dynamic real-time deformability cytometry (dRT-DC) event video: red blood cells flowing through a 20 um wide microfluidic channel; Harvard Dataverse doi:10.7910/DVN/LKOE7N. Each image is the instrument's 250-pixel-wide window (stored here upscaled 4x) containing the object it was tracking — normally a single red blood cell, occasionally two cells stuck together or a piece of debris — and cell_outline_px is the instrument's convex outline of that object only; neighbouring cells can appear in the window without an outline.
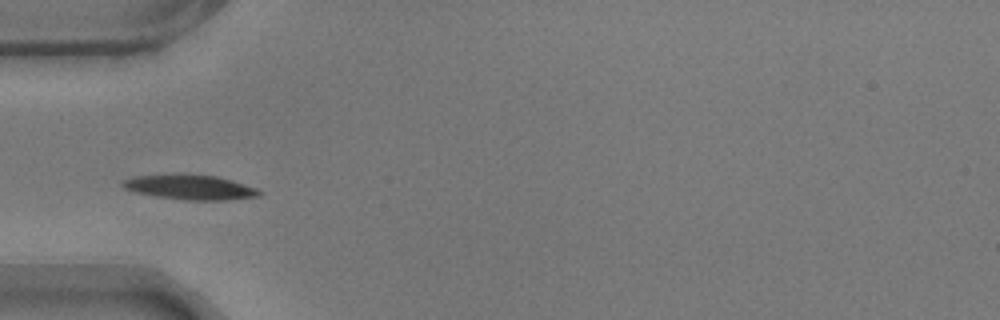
{"species": "common noctule bat (a hibernating species)", "species_latin": "Nyctalus noctula", "temperature_condition": "warm", "stored_images_in_passage": 40, "camera_frame_rate_fps": 3000, "um_per_image_px": 0.085, "animal": {"sex": "male", "body_mass_g": 17.9}, "frame": {"image": 1, "passage_image": 1, "time_ms": 0.0, "image_size_px": [1000, 320], "cell_outline_px": [[264, 192], [260, 196], [224, 200], [184, 200], [156, 196], [136, 192], [124, 188], [120, 184], [124, 180], [136, 176], [216, 176], [232, 180], [256, 188]], "centroid_in_image_um": [16.22, 15.95], "position_along_channel_um": 68.8, "area_um2": 18.96}}
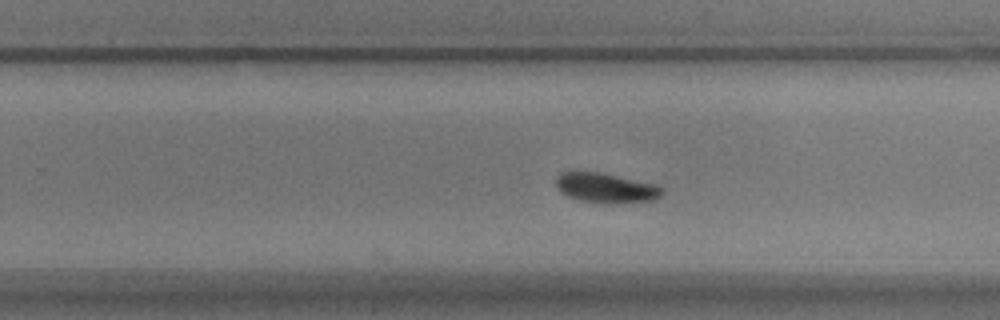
{"frame": {"image": 2, "passage_image": 19, "time_ms": 6.0, "image_size_px": [1000, 320], "cell_outline_px": [[664, 192], [656, 200], [608, 204], [580, 200], [568, 196], [560, 192], [556, 188], [556, 176], [560, 172], [572, 168], [600, 172], [656, 184], [664, 188]], "centroid_in_image_um": [51.44, 15.93], "position_along_channel_um": 278.4, "area_um2": 19.19}}
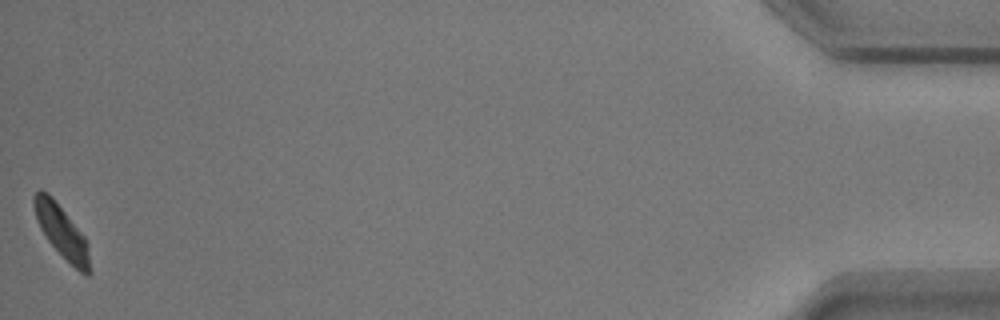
{"frame": {"image": 3, "passage_image": 40, "time_ms": 13.0, "image_size_px": [1000, 320], "cell_outline_px": [[92, 272], [88, 276], [84, 276], [48, 240], [40, 228], [32, 204], [32, 196], [40, 188], [48, 192], [52, 196], [84, 236], [88, 244]], "centroid_in_image_um": [5.25, 19.67], "position_along_channel_um": 429.9, "area_um2": 16.99}, "authors_computed_cell_mechanics": {"area_um2": 18.0047, "velocity_mm_per_s": 3.4955, "shape_relaxation_time_tau1_ms": 2.8384, "shape_relaxation_time_tau2_ms": 8.8404, "deformation_change_tau1": 0.1052, "deformation_change_tau2": 0.1083}}